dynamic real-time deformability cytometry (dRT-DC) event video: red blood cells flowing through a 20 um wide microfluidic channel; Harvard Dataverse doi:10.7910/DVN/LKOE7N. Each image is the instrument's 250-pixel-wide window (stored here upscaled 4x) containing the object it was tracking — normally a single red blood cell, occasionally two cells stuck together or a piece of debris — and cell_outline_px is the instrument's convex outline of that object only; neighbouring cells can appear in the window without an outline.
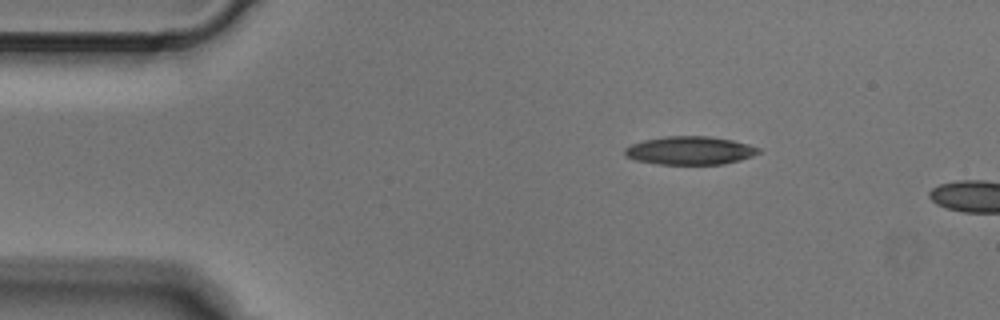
{"species": "Egyptian fruit bat (a non-hibernating species)", "species_latin": "Rousettus aegyptiacus", "temperature_condition": "cold", "stored_images_in_passage": 3, "camera_frame_rate_fps": 3000, "um_per_image_px": 0.085, "animal": {"sex": "male"}, "frame": {"image": 1, "passage_image": 2, "time_ms": 0.333, "image_size_px": [1000, 320], "cell_outline_px": [[760, 152], [752, 156], [740, 160], [724, 164], [656, 164], [636, 160], [624, 156], [624, 148], [632, 144], [644, 140], [664, 136], [708, 136], [732, 140], [748, 144], [760, 148]], "centroid_in_image_um": [58.63, 12.79], "position_along_channel_um": 26.4, "area_um2": 22.08}}